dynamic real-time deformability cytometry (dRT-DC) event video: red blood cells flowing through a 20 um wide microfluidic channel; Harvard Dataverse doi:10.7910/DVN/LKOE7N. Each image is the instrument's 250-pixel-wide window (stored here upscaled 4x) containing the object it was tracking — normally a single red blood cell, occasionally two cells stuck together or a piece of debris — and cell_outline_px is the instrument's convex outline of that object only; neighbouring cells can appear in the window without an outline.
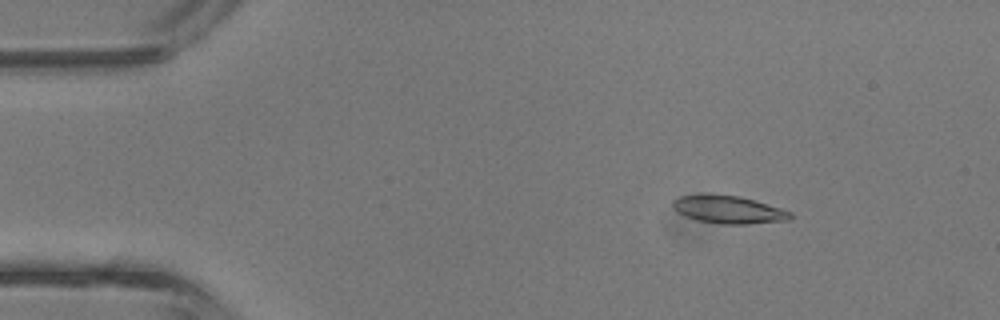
{"species": "common noctule bat (a hibernating species)", "species_latin": "Nyctalus noctula", "temperature_condition": "room temperature", "stored_images_in_passage": 40, "camera_frame_rate_fps": 3000, "um_per_image_px": 0.085, "animal": {"sex": "male", "body_mass_g": 13.3}, "frame": {"image": 1, "passage_image": 4, "time_ms": 1.0, "image_size_px": [1000, 320], "cell_outline_px": [[792, 216], [788, 220], [748, 224], [720, 224], [696, 220], [684, 216], [676, 212], [672, 208], [672, 200], [680, 196], [740, 196], [780, 208], [792, 212]], "centroid_in_image_um": [61.91, 17.85], "position_along_channel_um": 23.1, "area_um2": 18.61}}
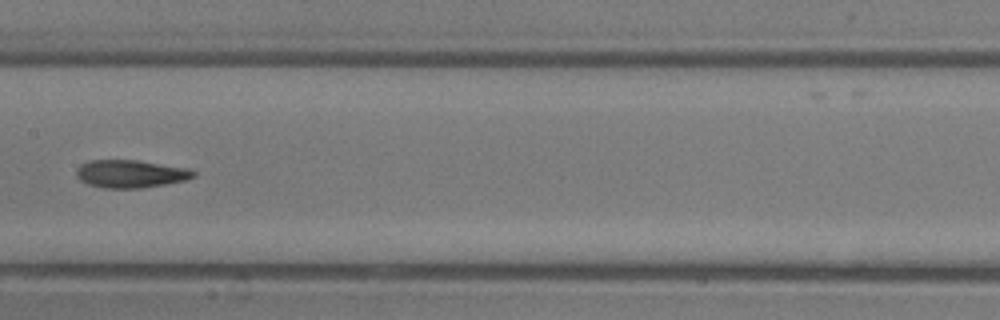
{"frame": {"image": 2, "passage_image": 19, "time_ms": 6.0, "image_size_px": [1000, 320], "cell_outline_px": [[196, 176], [184, 180], [144, 188], [104, 188], [88, 184], [80, 180], [76, 176], [76, 168], [80, 164], [92, 160], [136, 160], [188, 168], [196, 172]], "centroid_in_image_um": [11.08, 14.77], "position_along_channel_um": 196.3, "area_um2": 18.96}}
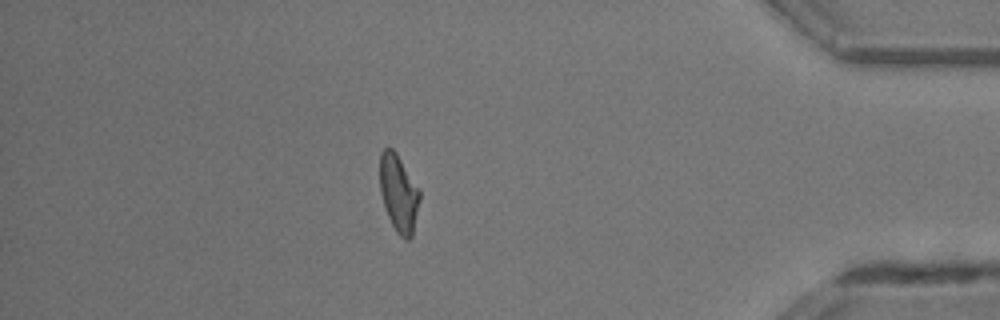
{"frame": {"image": 3, "passage_image": 34, "time_ms": 11.0, "image_size_px": [1000, 320], "cell_outline_px": [[420, 196], [412, 236], [408, 240], [404, 240], [396, 232], [388, 216], [380, 192], [380, 152], [384, 148], [392, 148], [396, 152], [420, 192]], "centroid_in_image_um": [33.87, 16.43], "position_along_channel_um": 401.3, "area_um2": 17.63}, "authors_computed_cell_mechanics": {"area_um2": 18.4671, "velocity_mm_per_s": 4.9806, "shape_relaxation_time_tau1_ms": 3.9946, "shape_relaxation_time_tau2_ms": 2.8132, "deformation_change_tau1": 0.1615, "deformation_change_tau2": 0.1194}}